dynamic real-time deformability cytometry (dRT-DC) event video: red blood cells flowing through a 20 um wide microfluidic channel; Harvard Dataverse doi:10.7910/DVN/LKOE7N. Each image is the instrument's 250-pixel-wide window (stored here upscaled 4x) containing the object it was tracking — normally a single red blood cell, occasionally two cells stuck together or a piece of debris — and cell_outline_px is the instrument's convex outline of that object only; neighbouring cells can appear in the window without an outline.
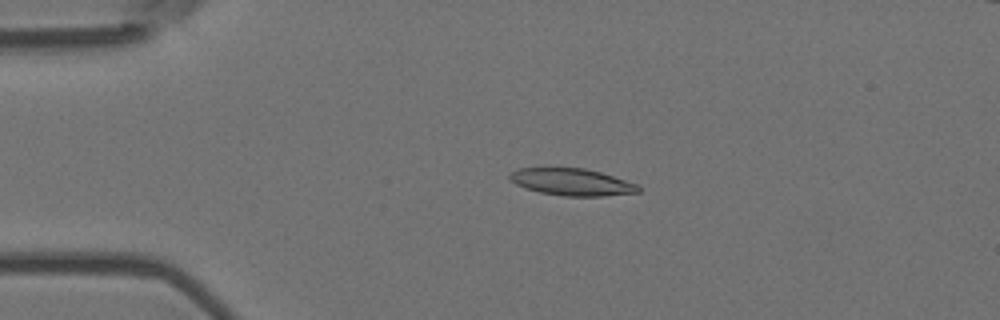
{"species": "Egyptian fruit bat (a non-hibernating species)", "species_latin": "Rousettus aegyptiacus", "temperature_condition": "room temperature", "stored_images_in_passage": 6, "camera_frame_rate_fps": 3000, "um_per_image_px": 0.085, "animal": {"sex": "female"}, "frame": {"image": 1, "passage_image": 4, "time_ms": 1.0, "image_size_px": [1000, 320], "cell_outline_px": [[640, 192], [604, 196], [564, 196], [540, 192], [524, 188], [508, 180], [508, 176], [516, 168], [584, 168], [600, 172], [640, 184]], "centroid_in_image_um": [48.61, 15.47], "position_along_channel_um": 36.4, "area_um2": 20.4}}
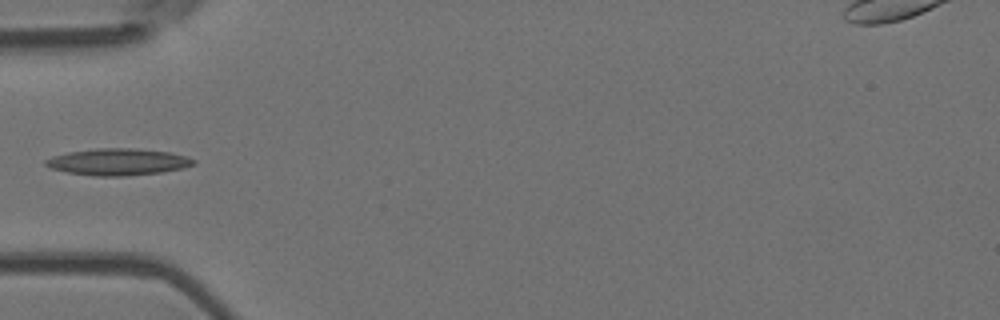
{"frame": {"image": 2, "passage_image": 6, "time_ms": 1.667, "image_size_px": [1000, 320], "cell_outline_px": [[196, 164], [184, 168], [160, 172], [124, 176], [92, 176], [68, 172], [52, 168], [44, 164], [44, 160], [52, 156], [68, 152], [96, 148], [136, 148], [172, 152], [196, 160]], "centroid_in_image_um": [10.04, 13.75], "position_along_channel_um": 75.0, "area_um2": 23.12}}